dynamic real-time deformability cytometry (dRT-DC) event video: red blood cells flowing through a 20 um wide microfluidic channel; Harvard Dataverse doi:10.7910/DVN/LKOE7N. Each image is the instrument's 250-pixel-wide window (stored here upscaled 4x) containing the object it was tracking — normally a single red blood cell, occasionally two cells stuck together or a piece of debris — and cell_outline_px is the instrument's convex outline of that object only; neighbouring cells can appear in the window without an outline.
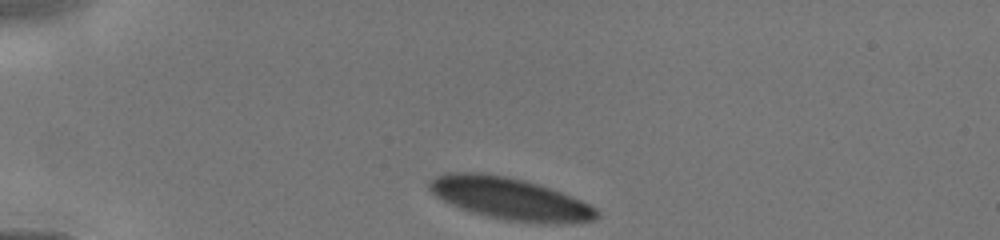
{"species": "human", "species_latin": "Homo sapiens", "temperature_condition": "cold", "stored_images_in_passage": 26, "camera_frame_rate_fps": 3000, "um_per_image_px": 0.085, "donor": {"sex": "male"}, "frame": {"image": 1, "passage_image": 1, "time_ms": 0.0, "image_size_px": [1000, 240], "cell_outline_px": [[600, 216], [596, 220], [572, 224], [540, 224], [508, 220], [484, 216], [460, 208], [436, 196], [428, 188], [428, 180], [444, 172], [484, 172], [508, 176], [524, 180], [560, 192], [580, 200], [596, 208], [600, 212]], "centroid_in_image_um": [43.36, 16.9], "position_along_channel_um": 41.6, "area_um2": 41.44}}
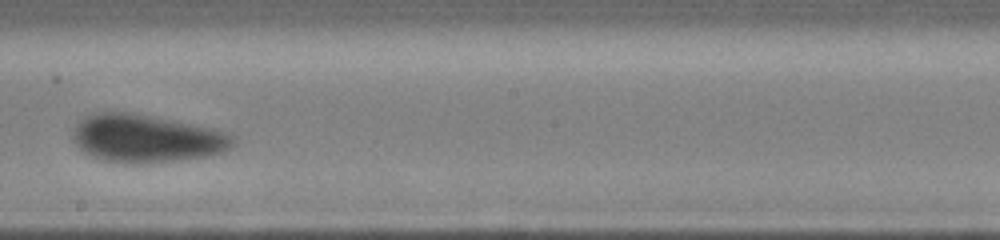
{"frame": {"image": 2, "passage_image": 14, "time_ms": 5.333, "image_size_px": [1000, 240], "cell_outline_px": [[236, 140], [224, 152], [204, 156], [148, 164], [124, 164], [104, 160], [80, 152], [72, 140], [72, 132], [76, 124], [84, 116], [96, 112], [132, 112], [212, 128], [236, 136]], "centroid_in_image_um": [12.37, 11.78], "position_along_channel_um": 235.8, "area_um2": 45.08}}
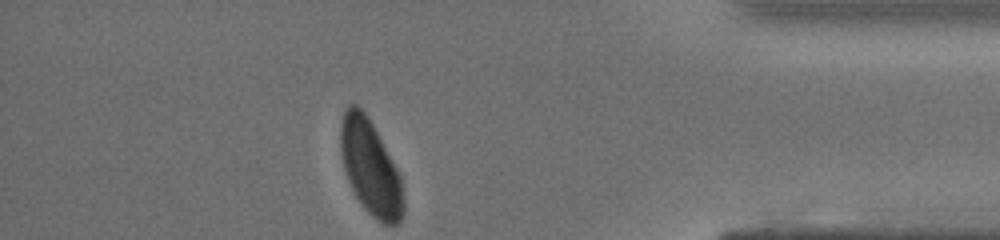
{"frame": {"image": 3, "passage_image": 26, "time_ms": 9.667, "image_size_px": [1000, 240], "cell_outline_px": [[404, 212], [400, 224], [380, 224], [360, 204], [348, 180], [344, 168], [340, 152], [340, 124], [344, 112], [348, 104], [356, 104], [364, 112], [372, 124], [396, 168], [400, 176], [404, 200]], "centroid_in_image_um": [31.48, 14.28], "position_along_channel_um": 403.7, "area_um2": 34.56}}